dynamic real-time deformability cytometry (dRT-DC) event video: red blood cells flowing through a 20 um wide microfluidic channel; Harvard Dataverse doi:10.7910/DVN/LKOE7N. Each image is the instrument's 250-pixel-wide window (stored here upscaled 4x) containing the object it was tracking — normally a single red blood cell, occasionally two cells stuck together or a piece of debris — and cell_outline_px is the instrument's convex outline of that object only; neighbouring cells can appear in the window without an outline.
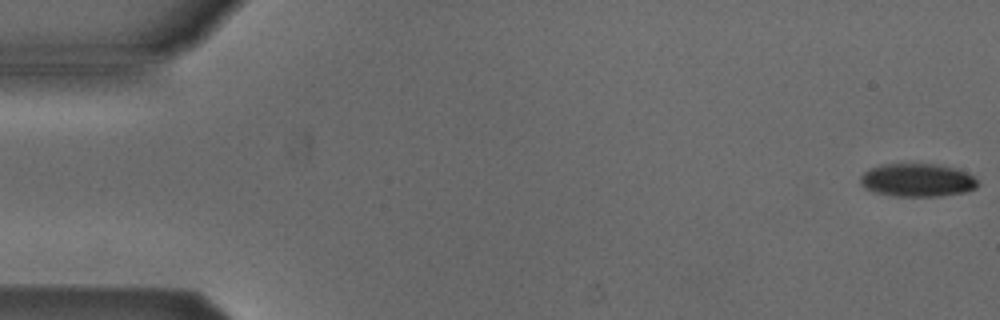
{"species": "Egyptian fruit bat (a non-hibernating species)", "species_latin": "Rousettus aegyptiacus", "temperature_condition": "cold", "stored_images_in_passage": 47, "camera_frame_rate_fps": 3000, "um_per_image_px": 0.085, "animal": {"sex": "male"}, "frame": {"image": 1, "passage_image": 1, "time_ms": 0.0, "image_size_px": [1000, 320], "cell_outline_px": [[980, 184], [976, 188], [964, 192], [940, 196], [896, 196], [872, 192], [864, 188], [860, 184], [860, 176], [868, 168], [884, 164], [936, 164], [956, 168], [972, 176]], "centroid_in_image_um": [77.93, 15.31], "position_along_channel_um": 7.1, "area_um2": 22.77}}
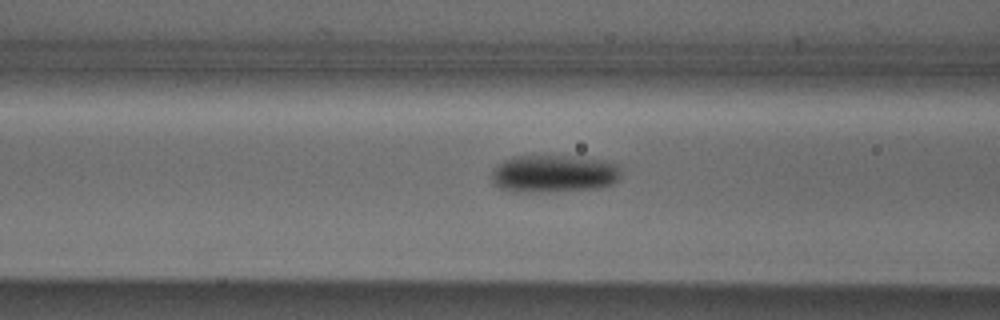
{"frame": {"image": 2, "passage_image": 21, "time_ms": 6.667, "image_size_px": [1000, 320], "cell_outline_px": [[620, 176], [612, 184], [600, 188], [540, 192], [512, 192], [500, 188], [492, 184], [492, 172], [496, 164], [512, 156], [576, 156], [604, 160], [616, 164], [620, 168]], "centroid_in_image_um": [47.04, 14.76], "position_along_channel_um": 119.6, "area_um2": 28.67}}
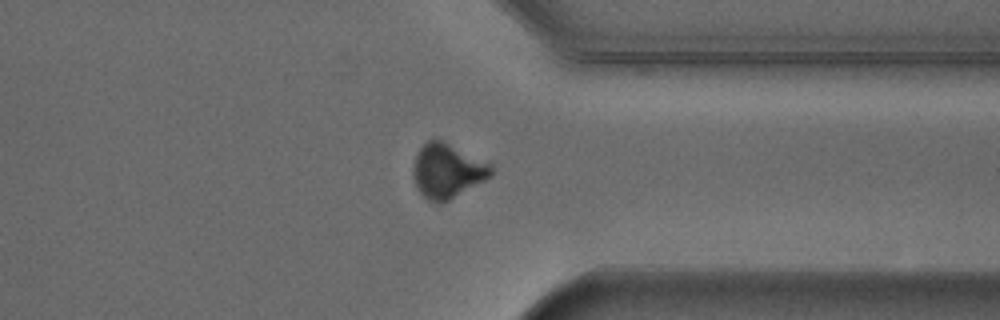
{"frame": {"image": 3, "passage_image": 41, "time_ms": 13.333, "image_size_px": [1000, 320], "cell_outline_px": [[492, 176], [448, 200], [440, 204], [428, 200], [416, 188], [412, 176], [412, 168], [416, 156], [420, 148], [428, 140], [440, 140], [492, 164]], "centroid_in_image_um": [37.99, 14.54], "position_along_channel_um": 373.4, "area_um2": 24.39}}